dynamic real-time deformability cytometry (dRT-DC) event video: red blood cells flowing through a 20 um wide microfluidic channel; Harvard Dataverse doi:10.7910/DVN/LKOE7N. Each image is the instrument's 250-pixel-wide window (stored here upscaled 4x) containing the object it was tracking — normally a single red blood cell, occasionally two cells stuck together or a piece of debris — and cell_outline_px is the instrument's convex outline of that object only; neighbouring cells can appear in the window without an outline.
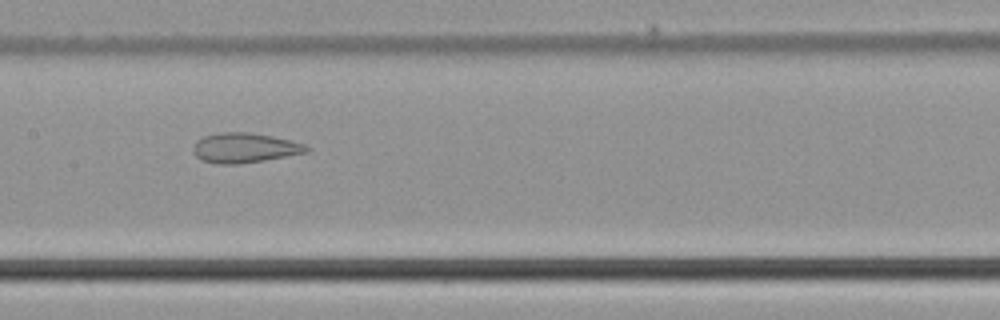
{"species": "common noctule bat (a hibernating species)", "species_latin": "Nyctalus noctula", "temperature_condition": "cold", "stored_images_in_passage": 50, "camera_frame_rate_fps": 3000, "um_per_image_px": 0.085, "animal": {"sex": "male", "body_mass_g": 21.5, "forearm_length_mm": 52.0}, "frame": {"image": 1, "passage_image": 25, "time_ms": 8.0, "image_size_px": [1000, 320], "cell_outline_px": [[312, 148], [308, 152], [264, 160], [236, 164], [216, 164], [200, 160], [192, 152], [192, 148], [196, 140], [204, 136], [220, 132], [248, 132], [272, 136], [292, 140], [304, 144]], "centroid_in_image_um": [20.77, 12.56], "position_along_channel_um": 186.6, "area_um2": 19.88}}
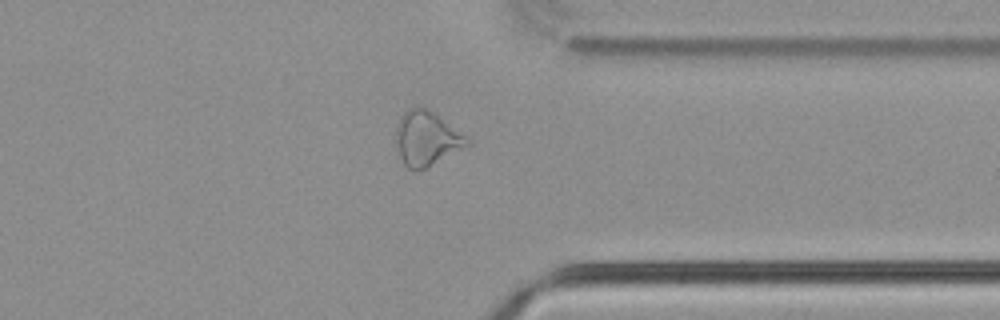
{"frame": {"image": 2, "passage_image": 39, "time_ms": 12.667, "image_size_px": [1000, 320], "cell_outline_px": [[472, 144], [424, 168], [408, 168], [404, 164], [400, 156], [396, 140], [396, 128], [400, 116], [408, 108], [424, 108], [432, 112], [472, 140]], "centroid_in_image_um": [36.27, 11.76], "position_along_channel_um": 375.1, "area_um2": 21.96}}
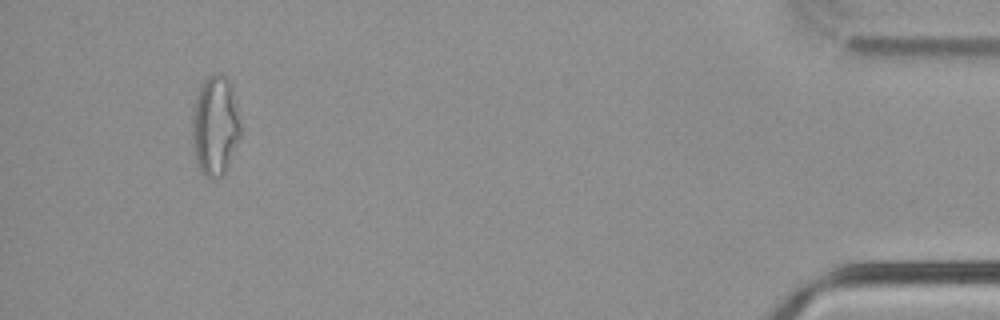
{"frame": {"image": 3, "passage_image": 47, "time_ms": 15.333, "image_size_px": [1000, 320], "cell_outline_px": [[244, 128], [240, 140], [224, 172], [220, 176], [212, 180], [200, 172], [196, 160], [192, 140], [192, 116], [196, 96], [200, 84], [208, 76], [216, 72], [220, 72], [232, 80]], "centroid_in_image_um": [18.35, 10.61], "position_along_channel_um": 416.9, "area_um2": 29.36}}